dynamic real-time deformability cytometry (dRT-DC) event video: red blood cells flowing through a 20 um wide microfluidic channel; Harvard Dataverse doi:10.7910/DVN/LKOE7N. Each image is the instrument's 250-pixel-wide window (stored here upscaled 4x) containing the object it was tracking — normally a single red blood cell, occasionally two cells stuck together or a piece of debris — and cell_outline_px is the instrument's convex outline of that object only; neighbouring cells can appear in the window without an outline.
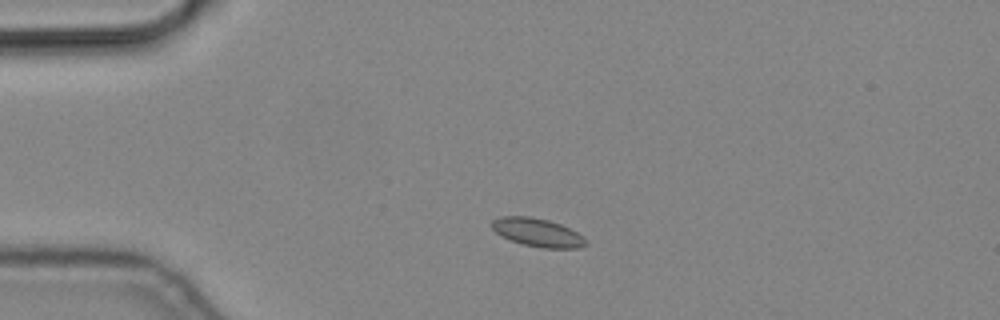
{"species": "common noctule bat (a hibernating species)", "species_latin": "Nyctalus noctula", "temperature_condition": "cold", "stored_images_in_passage": 5, "camera_frame_rate_fps": 3000, "um_per_image_px": 0.085, "animal": {"sex": "male", "body_mass_g": 19.2, "forearm_length_mm": 51.8}, "frame": {"image": 1, "passage_image": 3, "time_ms": 0.667, "image_size_px": [1000, 320], "cell_outline_px": [[588, 244], [580, 248], [544, 248], [524, 244], [512, 240], [496, 232], [488, 224], [492, 220], [500, 216], [528, 216], [548, 220], [560, 224], [584, 236], [588, 240]], "centroid_in_image_um": [45.71, 19.75], "position_along_channel_um": 39.3, "area_um2": 15.49}}
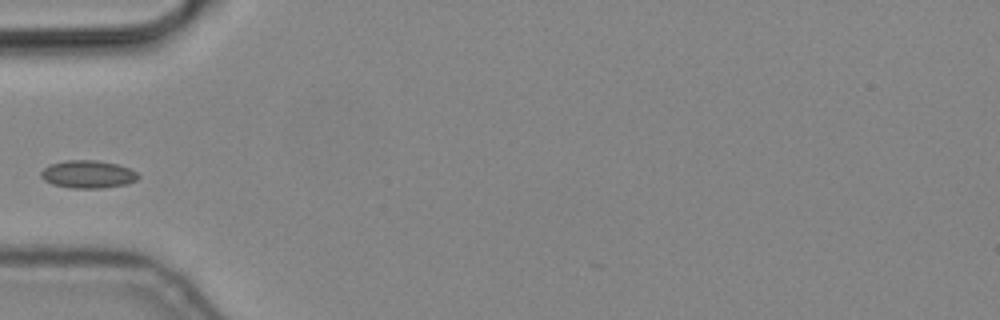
{"frame": {"image": 2, "passage_image": 4, "time_ms": 1.0, "image_size_px": [1000, 320], "cell_outline_px": [[140, 176], [136, 180], [124, 184], [100, 188], [72, 188], [52, 184], [44, 180], [40, 176], [40, 172], [44, 168], [52, 164], [64, 160], [96, 160], [116, 164], [128, 168], [136, 172]], "centroid_in_image_um": [7.44, 14.81], "position_along_channel_um": 77.6, "area_um2": 15.55}}
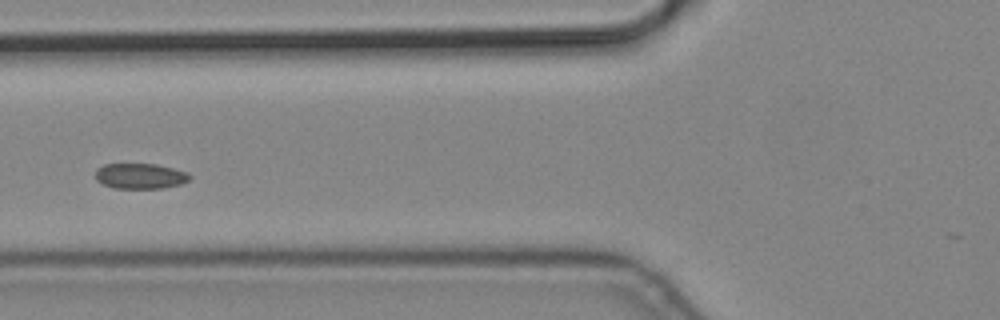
{"frame": {"image": 3, "passage_image": 5, "time_ms": 1.333, "image_size_px": [1000, 320], "cell_outline_px": [[192, 176], [188, 180], [180, 184], [164, 188], [112, 188], [96, 180], [96, 168], [104, 164], [156, 164], [188, 172]], "centroid_in_image_um": [11.91, 14.96], "position_along_channel_um": 113.9, "area_um2": 13.99}}